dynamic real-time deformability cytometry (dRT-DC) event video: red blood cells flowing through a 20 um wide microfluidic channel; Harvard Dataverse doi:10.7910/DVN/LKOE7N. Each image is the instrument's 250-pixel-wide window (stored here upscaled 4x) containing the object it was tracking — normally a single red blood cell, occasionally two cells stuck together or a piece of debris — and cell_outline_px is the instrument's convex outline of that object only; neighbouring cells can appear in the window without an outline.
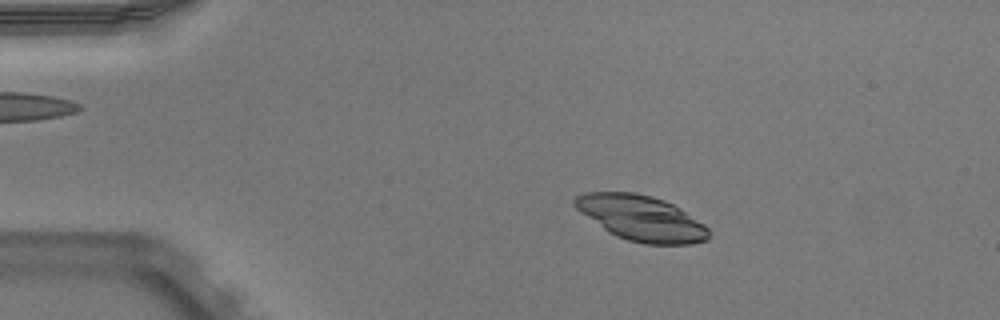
{"species": "Egyptian fruit bat (a non-hibernating species)", "species_latin": "Rousettus aegyptiacus", "temperature_condition": "warm", "stored_images_in_passage": 52, "camera_frame_rate_fps": 3000, "um_per_image_px": 0.085, "animal": {"sex": "male"}, "frame": {"image": 1, "passage_image": 10, "time_ms": 3.0, "image_size_px": [1000, 320], "cell_outline_px": [[708, 240], [692, 244], [644, 244], [628, 240], [616, 236], [608, 232], [580, 212], [572, 204], [572, 200], [576, 196], [588, 192], [636, 192], [652, 196], [664, 200], [680, 208], [704, 224], [708, 228]], "centroid_in_image_um": [54.49, 18.54], "position_along_channel_um": 30.5, "area_um2": 35.37}}